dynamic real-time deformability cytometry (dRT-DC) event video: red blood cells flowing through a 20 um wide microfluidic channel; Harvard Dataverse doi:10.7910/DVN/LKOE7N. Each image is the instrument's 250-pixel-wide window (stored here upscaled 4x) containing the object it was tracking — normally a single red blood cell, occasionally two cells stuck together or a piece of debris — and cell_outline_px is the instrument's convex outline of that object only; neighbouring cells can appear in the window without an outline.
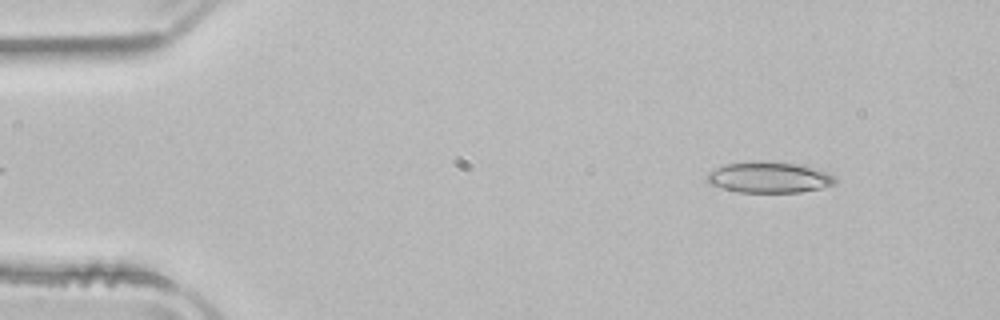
{"species": "common noctule bat (a hibernating species)", "species_latin": "Nyctalus noctula", "temperature_condition": "room temperature", "stored_images_in_passage": 49, "camera_frame_rate_fps": 3000, "um_per_image_px": 0.085, "animal": {"sex": "male", "body_mass_g": 21.5, "forearm_length_mm": 52.0}, "frame": {"image": 1, "passage_image": 4, "time_ms": 1.0, "image_size_px": [1000, 320], "cell_outline_px": [[836, 184], [820, 188], [800, 192], [736, 192], [708, 184], [704, 180], [708, 172], [724, 164], [756, 160], [768, 160], [796, 164], [828, 172], [836, 176]], "centroid_in_image_um": [65.32, 15.06], "position_along_channel_um": 19.7, "area_um2": 23.52}}
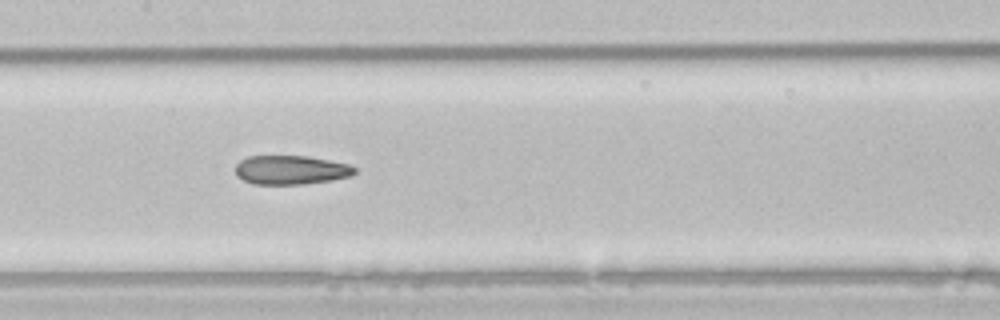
{"frame": {"image": 2, "passage_image": 23, "time_ms": 7.333, "image_size_px": [1000, 320], "cell_outline_px": [[356, 172], [352, 176], [332, 180], [304, 184], [252, 184], [236, 176], [236, 164], [240, 160], [248, 156], [308, 156], [348, 164], [356, 168]], "centroid_in_image_um": [24.72, 14.45], "position_along_channel_um": 182.7, "area_um2": 20.23}}
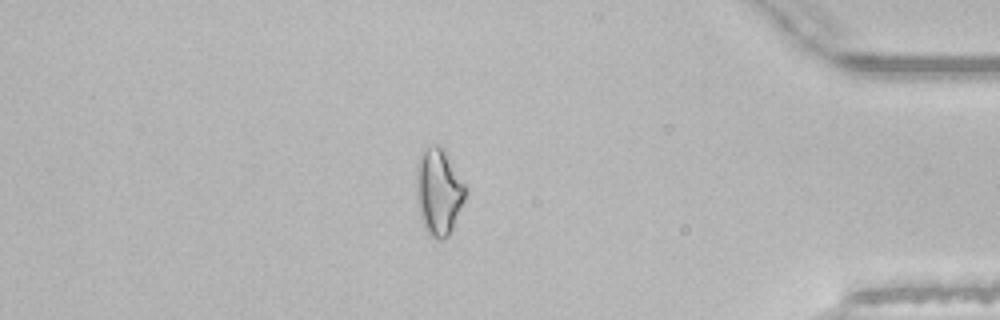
{"frame": {"image": 3, "passage_image": 42, "time_ms": 13.667, "image_size_px": [1000, 320], "cell_outline_px": [[468, 192], [452, 228], [448, 236], [444, 240], [436, 240], [428, 236], [424, 228], [420, 216], [416, 200], [416, 164], [420, 152], [436, 144], [444, 148], [468, 188]], "centroid_in_image_um": [37.28, 16.3], "position_along_channel_um": 397.9, "area_um2": 25.37}, "authors_computed_cell_mechanics": {"area_um2": 22.1952, "velocity_mm_per_s": 3.9643, "shape_relaxation_time_tau1_ms": null, "shape_relaxation_time_tau2_ms": 4.0668, "deformation_change_tau1": null, "deformation_change_tau2": 0.1121}}